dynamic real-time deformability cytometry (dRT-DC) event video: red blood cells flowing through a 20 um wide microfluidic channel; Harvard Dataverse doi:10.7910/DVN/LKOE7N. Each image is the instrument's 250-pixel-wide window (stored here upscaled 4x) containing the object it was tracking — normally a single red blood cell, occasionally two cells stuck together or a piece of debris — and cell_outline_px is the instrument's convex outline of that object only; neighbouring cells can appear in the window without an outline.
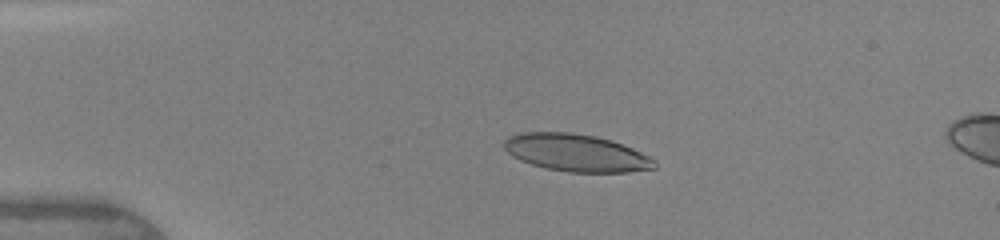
{"species": "human", "species_latin": "Homo sapiens", "temperature_condition": "warm", "stored_images_in_passage": 12, "camera_frame_rate_fps": 3000, "um_per_image_px": 0.085, "donor": {"sex": "female"}, "frame": {"image": 1, "passage_image": 9, "time_ms": 3.333, "image_size_px": [1000, 240], "cell_outline_px": [[656, 168], [628, 172], [568, 172], [544, 168], [520, 160], [512, 156], [504, 148], [504, 140], [508, 136], [520, 132], [572, 132], [596, 136], [612, 140], [632, 148], [656, 160]], "centroid_in_image_um": [48.96, 12.98], "position_along_channel_um": 36.0, "area_um2": 32.89}}